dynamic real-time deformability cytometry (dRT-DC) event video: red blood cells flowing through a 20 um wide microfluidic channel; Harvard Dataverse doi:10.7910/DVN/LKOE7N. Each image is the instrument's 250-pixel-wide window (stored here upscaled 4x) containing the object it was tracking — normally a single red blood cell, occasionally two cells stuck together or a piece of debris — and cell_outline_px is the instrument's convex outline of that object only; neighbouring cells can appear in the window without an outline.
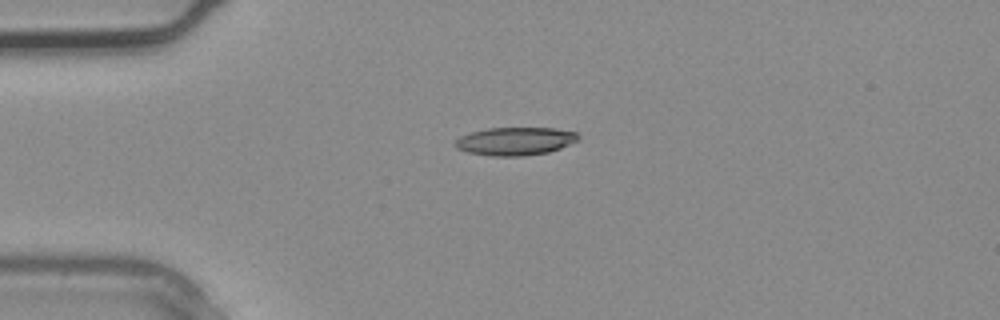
{"species": "common noctule bat (a hibernating species)", "species_latin": "Nyctalus noctula", "temperature_condition": "warm", "stored_images_in_passage": 4, "camera_frame_rate_fps": 3000, "um_per_image_px": 0.085, "animal": {"sex": "male", "body_mass_g": 20.4}, "frame": {"image": 1, "passage_image": 2, "time_ms": 0.333, "image_size_px": [1000, 320], "cell_outline_px": [[580, 140], [560, 148], [548, 152], [524, 156], [492, 156], [468, 152], [456, 148], [456, 140], [460, 136], [472, 132], [488, 128], [556, 128], [576, 132], [580, 136]], "centroid_in_image_um": [43.84, 12.0], "position_along_channel_um": 41.2, "area_um2": 20.11}}
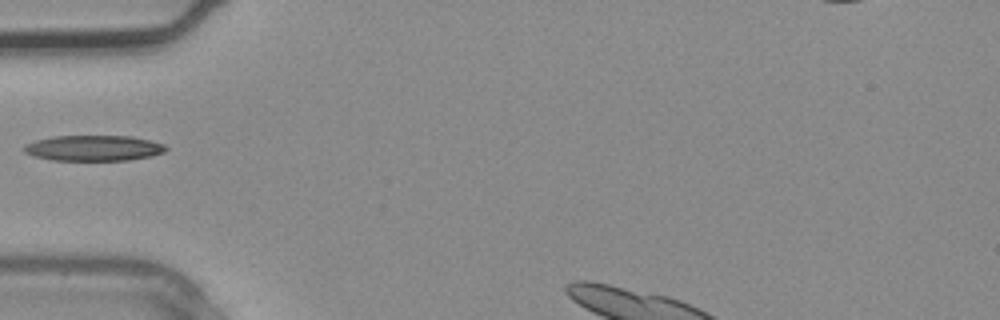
{"frame": {"image": 2, "passage_image": 3, "time_ms": 0.667, "image_size_px": [1000, 320], "cell_outline_px": [[168, 148], [164, 152], [152, 156], [128, 160], [52, 160], [32, 156], [24, 152], [24, 144], [36, 140], [52, 136], [132, 136], [164, 144]], "centroid_in_image_um": [7.94, 12.58], "position_along_channel_um": 77.1, "area_um2": 21.21}}